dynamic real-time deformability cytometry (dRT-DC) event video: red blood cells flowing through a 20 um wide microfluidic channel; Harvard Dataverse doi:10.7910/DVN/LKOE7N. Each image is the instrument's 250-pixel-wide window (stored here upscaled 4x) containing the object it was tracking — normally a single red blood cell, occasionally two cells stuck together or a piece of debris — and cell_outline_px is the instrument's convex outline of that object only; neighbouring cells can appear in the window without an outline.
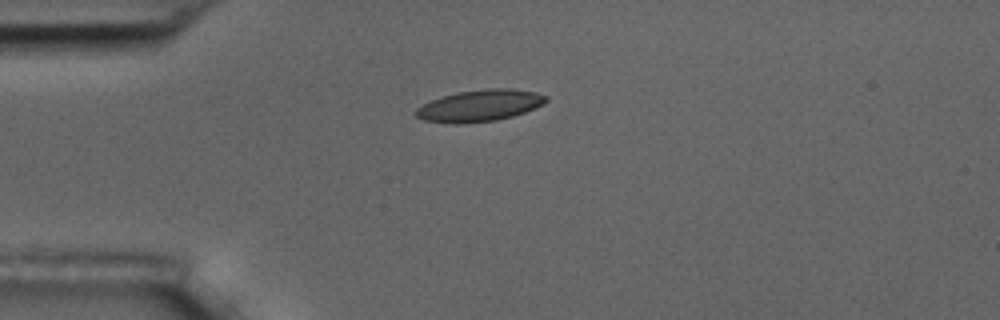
{"species": "common noctule bat (a hibernating species)", "species_latin": "Nyctalus noctula", "temperature_condition": "room temperature", "stored_images_in_passage": 5, "camera_frame_rate_fps": 3000, "um_per_image_px": 0.085, "animal": {"sex": "male", "body_mass_g": 17.5, "forearm_length_mm": 52.3}, "frame": {"image": 1, "passage_image": 1, "time_ms": 0.0, "image_size_px": [1000, 320], "cell_outline_px": [[548, 100], [544, 104], [524, 112], [512, 116], [496, 120], [456, 124], [424, 120], [416, 116], [412, 112], [416, 108], [432, 100], [444, 96], [460, 92], [488, 88], [512, 88], [536, 92], [548, 96]], "centroid_in_image_um": [40.8, 8.97], "position_along_channel_um": 44.2, "area_um2": 23.87}}
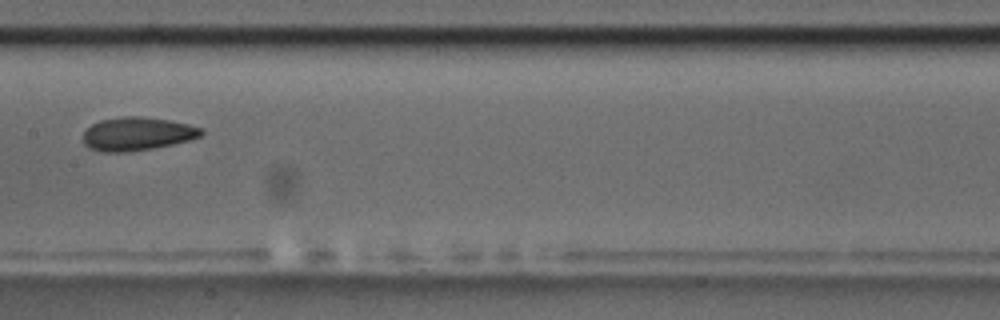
{"frame": {"image": 2, "passage_image": 5, "time_ms": 4.667, "image_size_px": [1000, 320], "cell_outline_px": [[204, 132], [200, 136], [192, 140], [152, 148], [124, 152], [104, 152], [88, 148], [84, 144], [84, 132], [92, 124], [100, 120], [124, 116], [140, 116], [168, 120], [188, 124], [204, 128]], "centroid_in_image_um": [11.68, 11.37], "position_along_channel_um": 195.7, "area_um2": 22.95}}